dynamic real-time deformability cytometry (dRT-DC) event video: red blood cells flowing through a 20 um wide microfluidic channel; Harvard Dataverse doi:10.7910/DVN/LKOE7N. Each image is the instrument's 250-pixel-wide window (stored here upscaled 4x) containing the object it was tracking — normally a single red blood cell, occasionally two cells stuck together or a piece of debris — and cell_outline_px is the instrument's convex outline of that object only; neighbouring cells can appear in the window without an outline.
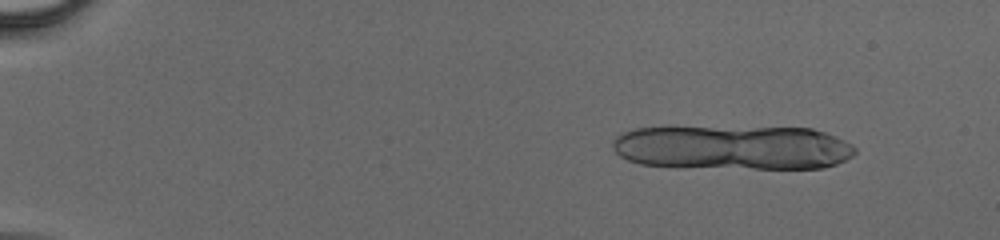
{"species": "human", "species_latin": "Homo sapiens", "temperature_condition": "cold", "stored_images_in_passage": 14, "camera_frame_rate_fps": 3000, "um_per_image_px": 0.085, "donor": {"sex": "male"}, "frame": {"image": 1, "passage_image": 5, "time_ms": 1.333, "image_size_px": [1000, 240], "cell_outline_px": [[856, 152], [852, 156], [836, 164], [824, 168], [756, 168], [640, 164], [628, 160], [620, 156], [612, 148], [612, 140], [620, 132], [636, 128], [672, 124], [812, 128], [836, 136], [852, 144], [856, 148]], "centroid_in_image_um": [62.23, 12.46], "position_along_channel_um": 22.8, "area_um2": 64.56}}